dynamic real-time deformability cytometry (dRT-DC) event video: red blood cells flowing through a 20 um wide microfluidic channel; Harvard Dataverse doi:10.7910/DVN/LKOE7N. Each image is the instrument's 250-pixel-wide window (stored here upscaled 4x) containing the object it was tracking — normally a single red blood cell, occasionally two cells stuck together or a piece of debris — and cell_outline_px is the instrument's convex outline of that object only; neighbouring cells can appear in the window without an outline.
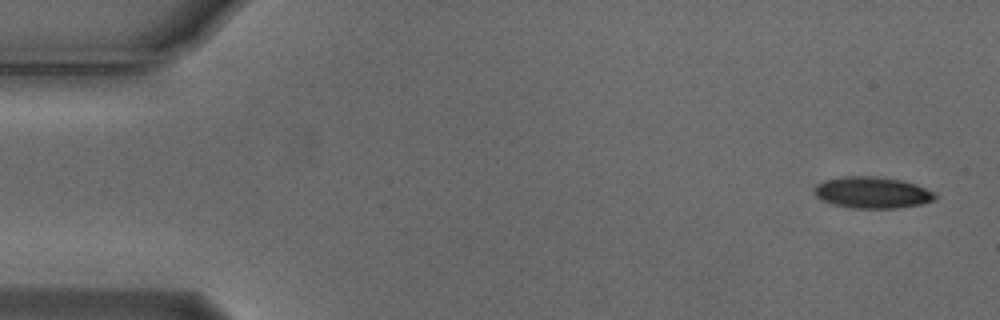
{"species": "Egyptian fruit bat (a non-hibernating species)", "species_latin": "Rousettus aegyptiacus", "temperature_condition": "cold", "stored_images_in_passage": 4, "camera_frame_rate_fps": 3000, "um_per_image_px": 0.085, "animal": {"sex": "male"}, "frame": {"image": 1, "passage_image": 1, "time_ms": 0.0, "image_size_px": [1000, 320], "cell_outline_px": [[936, 200], [920, 204], [896, 208], [852, 208], [832, 204], [820, 200], [812, 192], [816, 184], [824, 180], [840, 176], [876, 176], [900, 180], [916, 184], [936, 192]], "centroid_in_image_um": [74.11, 16.36], "position_along_channel_um": 10.9, "area_um2": 22.43}}
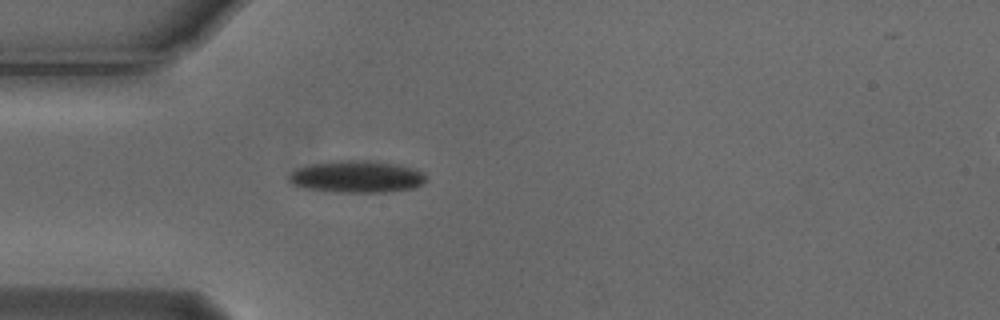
{"frame": {"image": 2, "passage_image": 4, "time_ms": 1.0, "image_size_px": [1000, 320], "cell_outline_px": [[428, 180], [424, 184], [412, 188], [384, 192], [336, 192], [308, 188], [292, 184], [288, 180], [288, 172], [296, 168], [308, 164], [340, 160], [368, 160], [400, 164], [424, 172]], "centroid_in_image_um": [30.33, 15.0], "position_along_channel_um": 54.7, "area_um2": 25.89}}